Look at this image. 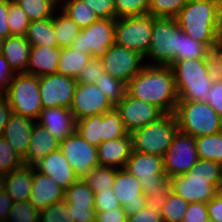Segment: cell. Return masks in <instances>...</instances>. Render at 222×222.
Listing matches in <instances>:
<instances>
[{
  "mask_svg": "<svg viewBox=\"0 0 222 222\" xmlns=\"http://www.w3.org/2000/svg\"><path fill=\"white\" fill-rule=\"evenodd\" d=\"M171 191L188 203L209 202L222 187V177H203L190 168L187 173L170 177Z\"/></svg>",
  "mask_w": 222,
  "mask_h": 222,
  "instance_id": "cell-10",
  "label": "cell"
},
{
  "mask_svg": "<svg viewBox=\"0 0 222 222\" xmlns=\"http://www.w3.org/2000/svg\"><path fill=\"white\" fill-rule=\"evenodd\" d=\"M90 59L91 55L84 51L75 50L71 47L61 48L57 73L76 79Z\"/></svg>",
  "mask_w": 222,
  "mask_h": 222,
  "instance_id": "cell-28",
  "label": "cell"
},
{
  "mask_svg": "<svg viewBox=\"0 0 222 222\" xmlns=\"http://www.w3.org/2000/svg\"><path fill=\"white\" fill-rule=\"evenodd\" d=\"M4 93V90L0 87V96H2Z\"/></svg>",
  "mask_w": 222,
  "mask_h": 222,
  "instance_id": "cell-67",
  "label": "cell"
},
{
  "mask_svg": "<svg viewBox=\"0 0 222 222\" xmlns=\"http://www.w3.org/2000/svg\"><path fill=\"white\" fill-rule=\"evenodd\" d=\"M60 7V10L81 29L90 26L99 19L83 0H66L61 2Z\"/></svg>",
  "mask_w": 222,
  "mask_h": 222,
  "instance_id": "cell-32",
  "label": "cell"
},
{
  "mask_svg": "<svg viewBox=\"0 0 222 222\" xmlns=\"http://www.w3.org/2000/svg\"><path fill=\"white\" fill-rule=\"evenodd\" d=\"M209 218L206 203H189L184 219L181 222H206Z\"/></svg>",
  "mask_w": 222,
  "mask_h": 222,
  "instance_id": "cell-52",
  "label": "cell"
},
{
  "mask_svg": "<svg viewBox=\"0 0 222 222\" xmlns=\"http://www.w3.org/2000/svg\"><path fill=\"white\" fill-rule=\"evenodd\" d=\"M181 32L175 18L153 16L151 44L146 55L153 59L150 65L170 66L176 61Z\"/></svg>",
  "mask_w": 222,
  "mask_h": 222,
  "instance_id": "cell-8",
  "label": "cell"
},
{
  "mask_svg": "<svg viewBox=\"0 0 222 222\" xmlns=\"http://www.w3.org/2000/svg\"><path fill=\"white\" fill-rule=\"evenodd\" d=\"M7 23L10 29V36H25L30 20L19 5L9 0Z\"/></svg>",
  "mask_w": 222,
  "mask_h": 222,
  "instance_id": "cell-40",
  "label": "cell"
},
{
  "mask_svg": "<svg viewBox=\"0 0 222 222\" xmlns=\"http://www.w3.org/2000/svg\"><path fill=\"white\" fill-rule=\"evenodd\" d=\"M209 218L216 222H222V192L206 203Z\"/></svg>",
  "mask_w": 222,
  "mask_h": 222,
  "instance_id": "cell-56",
  "label": "cell"
},
{
  "mask_svg": "<svg viewBox=\"0 0 222 222\" xmlns=\"http://www.w3.org/2000/svg\"><path fill=\"white\" fill-rule=\"evenodd\" d=\"M214 33L218 46H222V0H219L216 7Z\"/></svg>",
  "mask_w": 222,
  "mask_h": 222,
  "instance_id": "cell-61",
  "label": "cell"
},
{
  "mask_svg": "<svg viewBox=\"0 0 222 222\" xmlns=\"http://www.w3.org/2000/svg\"><path fill=\"white\" fill-rule=\"evenodd\" d=\"M126 93L132 98L155 105L164 114L176 110L178 94L170 66L145 63L126 85Z\"/></svg>",
  "mask_w": 222,
  "mask_h": 222,
  "instance_id": "cell-1",
  "label": "cell"
},
{
  "mask_svg": "<svg viewBox=\"0 0 222 222\" xmlns=\"http://www.w3.org/2000/svg\"><path fill=\"white\" fill-rule=\"evenodd\" d=\"M178 130L175 113L164 114L131 133L133 151L163 157Z\"/></svg>",
  "mask_w": 222,
  "mask_h": 222,
  "instance_id": "cell-6",
  "label": "cell"
},
{
  "mask_svg": "<svg viewBox=\"0 0 222 222\" xmlns=\"http://www.w3.org/2000/svg\"><path fill=\"white\" fill-rule=\"evenodd\" d=\"M94 206L96 212H105L121 207L117 197L112 191V188L95 193Z\"/></svg>",
  "mask_w": 222,
  "mask_h": 222,
  "instance_id": "cell-48",
  "label": "cell"
},
{
  "mask_svg": "<svg viewBox=\"0 0 222 222\" xmlns=\"http://www.w3.org/2000/svg\"><path fill=\"white\" fill-rule=\"evenodd\" d=\"M124 169L137 177L148 207L161 211L171 192L170 177L165 174L163 157L133 151Z\"/></svg>",
  "mask_w": 222,
  "mask_h": 222,
  "instance_id": "cell-2",
  "label": "cell"
},
{
  "mask_svg": "<svg viewBox=\"0 0 222 222\" xmlns=\"http://www.w3.org/2000/svg\"><path fill=\"white\" fill-rule=\"evenodd\" d=\"M198 160L195 138L178 130L163 155L165 174L169 177L185 174Z\"/></svg>",
  "mask_w": 222,
  "mask_h": 222,
  "instance_id": "cell-12",
  "label": "cell"
},
{
  "mask_svg": "<svg viewBox=\"0 0 222 222\" xmlns=\"http://www.w3.org/2000/svg\"><path fill=\"white\" fill-rule=\"evenodd\" d=\"M97 151L101 166L124 168L126 161L133 152L132 136L128 133L122 138L102 142L97 147Z\"/></svg>",
  "mask_w": 222,
  "mask_h": 222,
  "instance_id": "cell-23",
  "label": "cell"
},
{
  "mask_svg": "<svg viewBox=\"0 0 222 222\" xmlns=\"http://www.w3.org/2000/svg\"><path fill=\"white\" fill-rule=\"evenodd\" d=\"M58 149H60V142L36 121L33 125L28 151L22 159L23 164L34 166L49 153Z\"/></svg>",
  "mask_w": 222,
  "mask_h": 222,
  "instance_id": "cell-24",
  "label": "cell"
},
{
  "mask_svg": "<svg viewBox=\"0 0 222 222\" xmlns=\"http://www.w3.org/2000/svg\"><path fill=\"white\" fill-rule=\"evenodd\" d=\"M112 191L127 217L148 206L147 196L143 194L139 179L124 168H118Z\"/></svg>",
  "mask_w": 222,
  "mask_h": 222,
  "instance_id": "cell-16",
  "label": "cell"
},
{
  "mask_svg": "<svg viewBox=\"0 0 222 222\" xmlns=\"http://www.w3.org/2000/svg\"><path fill=\"white\" fill-rule=\"evenodd\" d=\"M55 3L59 4L62 0H53ZM66 0H63L62 2H64Z\"/></svg>",
  "mask_w": 222,
  "mask_h": 222,
  "instance_id": "cell-66",
  "label": "cell"
},
{
  "mask_svg": "<svg viewBox=\"0 0 222 222\" xmlns=\"http://www.w3.org/2000/svg\"><path fill=\"white\" fill-rule=\"evenodd\" d=\"M64 201L75 207H95L94 192L83 179H78L69 188L65 189Z\"/></svg>",
  "mask_w": 222,
  "mask_h": 222,
  "instance_id": "cell-37",
  "label": "cell"
},
{
  "mask_svg": "<svg viewBox=\"0 0 222 222\" xmlns=\"http://www.w3.org/2000/svg\"><path fill=\"white\" fill-rule=\"evenodd\" d=\"M34 123L33 119L12 113L3 128L1 136L8 141L21 159L28 151Z\"/></svg>",
  "mask_w": 222,
  "mask_h": 222,
  "instance_id": "cell-22",
  "label": "cell"
},
{
  "mask_svg": "<svg viewBox=\"0 0 222 222\" xmlns=\"http://www.w3.org/2000/svg\"><path fill=\"white\" fill-rule=\"evenodd\" d=\"M105 71L115 79L128 82L144 67V58L138 52L113 44L107 53L100 58Z\"/></svg>",
  "mask_w": 222,
  "mask_h": 222,
  "instance_id": "cell-14",
  "label": "cell"
},
{
  "mask_svg": "<svg viewBox=\"0 0 222 222\" xmlns=\"http://www.w3.org/2000/svg\"><path fill=\"white\" fill-rule=\"evenodd\" d=\"M206 222H216V221H214V220L211 219V218H208Z\"/></svg>",
  "mask_w": 222,
  "mask_h": 222,
  "instance_id": "cell-68",
  "label": "cell"
},
{
  "mask_svg": "<svg viewBox=\"0 0 222 222\" xmlns=\"http://www.w3.org/2000/svg\"><path fill=\"white\" fill-rule=\"evenodd\" d=\"M178 100L204 102L215 79L212 59H185L170 65Z\"/></svg>",
  "mask_w": 222,
  "mask_h": 222,
  "instance_id": "cell-3",
  "label": "cell"
},
{
  "mask_svg": "<svg viewBox=\"0 0 222 222\" xmlns=\"http://www.w3.org/2000/svg\"><path fill=\"white\" fill-rule=\"evenodd\" d=\"M25 36L31 46L58 47L52 17L30 22Z\"/></svg>",
  "mask_w": 222,
  "mask_h": 222,
  "instance_id": "cell-29",
  "label": "cell"
},
{
  "mask_svg": "<svg viewBox=\"0 0 222 222\" xmlns=\"http://www.w3.org/2000/svg\"><path fill=\"white\" fill-rule=\"evenodd\" d=\"M118 168L101 166L94 168L83 178L88 187L95 193L112 188Z\"/></svg>",
  "mask_w": 222,
  "mask_h": 222,
  "instance_id": "cell-36",
  "label": "cell"
},
{
  "mask_svg": "<svg viewBox=\"0 0 222 222\" xmlns=\"http://www.w3.org/2000/svg\"><path fill=\"white\" fill-rule=\"evenodd\" d=\"M6 222H40V211L36 210L29 201L15 202Z\"/></svg>",
  "mask_w": 222,
  "mask_h": 222,
  "instance_id": "cell-45",
  "label": "cell"
},
{
  "mask_svg": "<svg viewBox=\"0 0 222 222\" xmlns=\"http://www.w3.org/2000/svg\"><path fill=\"white\" fill-rule=\"evenodd\" d=\"M153 16L149 14L115 21V44L138 52L144 58L151 44Z\"/></svg>",
  "mask_w": 222,
  "mask_h": 222,
  "instance_id": "cell-9",
  "label": "cell"
},
{
  "mask_svg": "<svg viewBox=\"0 0 222 222\" xmlns=\"http://www.w3.org/2000/svg\"><path fill=\"white\" fill-rule=\"evenodd\" d=\"M127 215L123 207H118L105 212H97L95 222H126Z\"/></svg>",
  "mask_w": 222,
  "mask_h": 222,
  "instance_id": "cell-55",
  "label": "cell"
},
{
  "mask_svg": "<svg viewBox=\"0 0 222 222\" xmlns=\"http://www.w3.org/2000/svg\"><path fill=\"white\" fill-rule=\"evenodd\" d=\"M219 0L187 2L175 20L187 35L207 46L218 47L214 33L215 12Z\"/></svg>",
  "mask_w": 222,
  "mask_h": 222,
  "instance_id": "cell-4",
  "label": "cell"
},
{
  "mask_svg": "<svg viewBox=\"0 0 222 222\" xmlns=\"http://www.w3.org/2000/svg\"><path fill=\"white\" fill-rule=\"evenodd\" d=\"M149 0H114L115 19L148 14Z\"/></svg>",
  "mask_w": 222,
  "mask_h": 222,
  "instance_id": "cell-43",
  "label": "cell"
},
{
  "mask_svg": "<svg viewBox=\"0 0 222 222\" xmlns=\"http://www.w3.org/2000/svg\"><path fill=\"white\" fill-rule=\"evenodd\" d=\"M185 59H212V51L182 31L179 34L176 61Z\"/></svg>",
  "mask_w": 222,
  "mask_h": 222,
  "instance_id": "cell-33",
  "label": "cell"
},
{
  "mask_svg": "<svg viewBox=\"0 0 222 222\" xmlns=\"http://www.w3.org/2000/svg\"><path fill=\"white\" fill-rule=\"evenodd\" d=\"M104 142L122 138L128 134L115 107L103 114Z\"/></svg>",
  "mask_w": 222,
  "mask_h": 222,
  "instance_id": "cell-42",
  "label": "cell"
},
{
  "mask_svg": "<svg viewBox=\"0 0 222 222\" xmlns=\"http://www.w3.org/2000/svg\"><path fill=\"white\" fill-rule=\"evenodd\" d=\"M14 202L2 187L0 189V222H6L9 211L13 207Z\"/></svg>",
  "mask_w": 222,
  "mask_h": 222,
  "instance_id": "cell-59",
  "label": "cell"
},
{
  "mask_svg": "<svg viewBox=\"0 0 222 222\" xmlns=\"http://www.w3.org/2000/svg\"><path fill=\"white\" fill-rule=\"evenodd\" d=\"M115 109L119 112L124 128L129 134L149 123L157 121L164 115L155 105L132 98L127 93L115 106Z\"/></svg>",
  "mask_w": 222,
  "mask_h": 222,
  "instance_id": "cell-17",
  "label": "cell"
},
{
  "mask_svg": "<svg viewBox=\"0 0 222 222\" xmlns=\"http://www.w3.org/2000/svg\"><path fill=\"white\" fill-rule=\"evenodd\" d=\"M174 113L179 131L194 138L222 131V118L208 103L178 100Z\"/></svg>",
  "mask_w": 222,
  "mask_h": 222,
  "instance_id": "cell-5",
  "label": "cell"
},
{
  "mask_svg": "<svg viewBox=\"0 0 222 222\" xmlns=\"http://www.w3.org/2000/svg\"><path fill=\"white\" fill-rule=\"evenodd\" d=\"M40 222H74L68 214V204L62 200L44 208L40 212Z\"/></svg>",
  "mask_w": 222,
  "mask_h": 222,
  "instance_id": "cell-46",
  "label": "cell"
},
{
  "mask_svg": "<svg viewBox=\"0 0 222 222\" xmlns=\"http://www.w3.org/2000/svg\"><path fill=\"white\" fill-rule=\"evenodd\" d=\"M38 120L59 142L76 131V120L70 108H43Z\"/></svg>",
  "mask_w": 222,
  "mask_h": 222,
  "instance_id": "cell-20",
  "label": "cell"
},
{
  "mask_svg": "<svg viewBox=\"0 0 222 222\" xmlns=\"http://www.w3.org/2000/svg\"><path fill=\"white\" fill-rule=\"evenodd\" d=\"M31 52V45L26 36H9L5 39L2 55L5 57L14 73H26Z\"/></svg>",
  "mask_w": 222,
  "mask_h": 222,
  "instance_id": "cell-27",
  "label": "cell"
},
{
  "mask_svg": "<svg viewBox=\"0 0 222 222\" xmlns=\"http://www.w3.org/2000/svg\"><path fill=\"white\" fill-rule=\"evenodd\" d=\"M115 21L116 19H98L90 26L81 29L70 47L86 52L91 58L103 57L108 48L115 43Z\"/></svg>",
  "mask_w": 222,
  "mask_h": 222,
  "instance_id": "cell-11",
  "label": "cell"
},
{
  "mask_svg": "<svg viewBox=\"0 0 222 222\" xmlns=\"http://www.w3.org/2000/svg\"><path fill=\"white\" fill-rule=\"evenodd\" d=\"M23 165V160L0 135V174L6 175Z\"/></svg>",
  "mask_w": 222,
  "mask_h": 222,
  "instance_id": "cell-44",
  "label": "cell"
},
{
  "mask_svg": "<svg viewBox=\"0 0 222 222\" xmlns=\"http://www.w3.org/2000/svg\"><path fill=\"white\" fill-rule=\"evenodd\" d=\"M76 131L90 145L98 147L104 142L103 114L84 117L77 120Z\"/></svg>",
  "mask_w": 222,
  "mask_h": 222,
  "instance_id": "cell-30",
  "label": "cell"
},
{
  "mask_svg": "<svg viewBox=\"0 0 222 222\" xmlns=\"http://www.w3.org/2000/svg\"><path fill=\"white\" fill-rule=\"evenodd\" d=\"M77 82L58 73L39 77V92L43 108H70Z\"/></svg>",
  "mask_w": 222,
  "mask_h": 222,
  "instance_id": "cell-15",
  "label": "cell"
},
{
  "mask_svg": "<svg viewBox=\"0 0 222 222\" xmlns=\"http://www.w3.org/2000/svg\"><path fill=\"white\" fill-rule=\"evenodd\" d=\"M192 168L195 174L203 177H222V165L215 161L199 159Z\"/></svg>",
  "mask_w": 222,
  "mask_h": 222,
  "instance_id": "cell-50",
  "label": "cell"
},
{
  "mask_svg": "<svg viewBox=\"0 0 222 222\" xmlns=\"http://www.w3.org/2000/svg\"><path fill=\"white\" fill-rule=\"evenodd\" d=\"M21 7L30 22L53 17L56 6L53 0H13Z\"/></svg>",
  "mask_w": 222,
  "mask_h": 222,
  "instance_id": "cell-35",
  "label": "cell"
},
{
  "mask_svg": "<svg viewBox=\"0 0 222 222\" xmlns=\"http://www.w3.org/2000/svg\"><path fill=\"white\" fill-rule=\"evenodd\" d=\"M114 108L96 84H76L70 107L75 120L104 114Z\"/></svg>",
  "mask_w": 222,
  "mask_h": 222,
  "instance_id": "cell-18",
  "label": "cell"
},
{
  "mask_svg": "<svg viewBox=\"0 0 222 222\" xmlns=\"http://www.w3.org/2000/svg\"><path fill=\"white\" fill-rule=\"evenodd\" d=\"M3 95L11 106L12 113L37 120L42 107L39 92V77L27 73H15Z\"/></svg>",
  "mask_w": 222,
  "mask_h": 222,
  "instance_id": "cell-7",
  "label": "cell"
},
{
  "mask_svg": "<svg viewBox=\"0 0 222 222\" xmlns=\"http://www.w3.org/2000/svg\"><path fill=\"white\" fill-rule=\"evenodd\" d=\"M95 207H75L68 205V214L74 222H95Z\"/></svg>",
  "mask_w": 222,
  "mask_h": 222,
  "instance_id": "cell-53",
  "label": "cell"
},
{
  "mask_svg": "<svg viewBox=\"0 0 222 222\" xmlns=\"http://www.w3.org/2000/svg\"><path fill=\"white\" fill-rule=\"evenodd\" d=\"M186 0H149L148 14L154 17L175 18Z\"/></svg>",
  "mask_w": 222,
  "mask_h": 222,
  "instance_id": "cell-41",
  "label": "cell"
},
{
  "mask_svg": "<svg viewBox=\"0 0 222 222\" xmlns=\"http://www.w3.org/2000/svg\"><path fill=\"white\" fill-rule=\"evenodd\" d=\"M14 71L10 68L9 63L5 57L0 54V87L5 90L9 85L11 80L14 78Z\"/></svg>",
  "mask_w": 222,
  "mask_h": 222,
  "instance_id": "cell-57",
  "label": "cell"
},
{
  "mask_svg": "<svg viewBox=\"0 0 222 222\" xmlns=\"http://www.w3.org/2000/svg\"><path fill=\"white\" fill-rule=\"evenodd\" d=\"M60 47L31 46L26 73L38 77L56 74L60 60Z\"/></svg>",
  "mask_w": 222,
  "mask_h": 222,
  "instance_id": "cell-26",
  "label": "cell"
},
{
  "mask_svg": "<svg viewBox=\"0 0 222 222\" xmlns=\"http://www.w3.org/2000/svg\"><path fill=\"white\" fill-rule=\"evenodd\" d=\"M105 68L100 58H91L89 63L76 77L77 84H94L105 73Z\"/></svg>",
  "mask_w": 222,
  "mask_h": 222,
  "instance_id": "cell-47",
  "label": "cell"
},
{
  "mask_svg": "<svg viewBox=\"0 0 222 222\" xmlns=\"http://www.w3.org/2000/svg\"><path fill=\"white\" fill-rule=\"evenodd\" d=\"M33 168L34 166L23 164L9 174L3 175L2 187L14 203L29 201L33 183Z\"/></svg>",
  "mask_w": 222,
  "mask_h": 222,
  "instance_id": "cell-25",
  "label": "cell"
},
{
  "mask_svg": "<svg viewBox=\"0 0 222 222\" xmlns=\"http://www.w3.org/2000/svg\"><path fill=\"white\" fill-rule=\"evenodd\" d=\"M212 63L215 78L222 81V46H218L212 51Z\"/></svg>",
  "mask_w": 222,
  "mask_h": 222,
  "instance_id": "cell-62",
  "label": "cell"
},
{
  "mask_svg": "<svg viewBox=\"0 0 222 222\" xmlns=\"http://www.w3.org/2000/svg\"><path fill=\"white\" fill-rule=\"evenodd\" d=\"M12 114L11 106L4 95L0 96V135Z\"/></svg>",
  "mask_w": 222,
  "mask_h": 222,
  "instance_id": "cell-60",
  "label": "cell"
},
{
  "mask_svg": "<svg viewBox=\"0 0 222 222\" xmlns=\"http://www.w3.org/2000/svg\"><path fill=\"white\" fill-rule=\"evenodd\" d=\"M96 86L107 96L108 100L115 107L126 94V84L115 79L105 72L102 77L95 81Z\"/></svg>",
  "mask_w": 222,
  "mask_h": 222,
  "instance_id": "cell-38",
  "label": "cell"
},
{
  "mask_svg": "<svg viewBox=\"0 0 222 222\" xmlns=\"http://www.w3.org/2000/svg\"><path fill=\"white\" fill-rule=\"evenodd\" d=\"M189 203L172 191L160 211L163 222H181L186 214Z\"/></svg>",
  "mask_w": 222,
  "mask_h": 222,
  "instance_id": "cell-39",
  "label": "cell"
},
{
  "mask_svg": "<svg viewBox=\"0 0 222 222\" xmlns=\"http://www.w3.org/2000/svg\"><path fill=\"white\" fill-rule=\"evenodd\" d=\"M99 19H115L114 0H83Z\"/></svg>",
  "mask_w": 222,
  "mask_h": 222,
  "instance_id": "cell-49",
  "label": "cell"
},
{
  "mask_svg": "<svg viewBox=\"0 0 222 222\" xmlns=\"http://www.w3.org/2000/svg\"><path fill=\"white\" fill-rule=\"evenodd\" d=\"M199 159L215 161L222 165V131L195 138Z\"/></svg>",
  "mask_w": 222,
  "mask_h": 222,
  "instance_id": "cell-34",
  "label": "cell"
},
{
  "mask_svg": "<svg viewBox=\"0 0 222 222\" xmlns=\"http://www.w3.org/2000/svg\"><path fill=\"white\" fill-rule=\"evenodd\" d=\"M204 102L208 103L222 118V81L214 79L210 92H206Z\"/></svg>",
  "mask_w": 222,
  "mask_h": 222,
  "instance_id": "cell-51",
  "label": "cell"
},
{
  "mask_svg": "<svg viewBox=\"0 0 222 222\" xmlns=\"http://www.w3.org/2000/svg\"><path fill=\"white\" fill-rule=\"evenodd\" d=\"M52 19L58 47H70L79 36L81 28L63 12L60 15H53Z\"/></svg>",
  "mask_w": 222,
  "mask_h": 222,
  "instance_id": "cell-31",
  "label": "cell"
},
{
  "mask_svg": "<svg viewBox=\"0 0 222 222\" xmlns=\"http://www.w3.org/2000/svg\"><path fill=\"white\" fill-rule=\"evenodd\" d=\"M4 41H5V39L0 37V54H2V49H3Z\"/></svg>",
  "mask_w": 222,
  "mask_h": 222,
  "instance_id": "cell-63",
  "label": "cell"
},
{
  "mask_svg": "<svg viewBox=\"0 0 222 222\" xmlns=\"http://www.w3.org/2000/svg\"><path fill=\"white\" fill-rule=\"evenodd\" d=\"M64 193L65 189L52 178L33 168V183L29 202L36 210L41 212L47 206L64 200Z\"/></svg>",
  "mask_w": 222,
  "mask_h": 222,
  "instance_id": "cell-21",
  "label": "cell"
},
{
  "mask_svg": "<svg viewBox=\"0 0 222 222\" xmlns=\"http://www.w3.org/2000/svg\"><path fill=\"white\" fill-rule=\"evenodd\" d=\"M126 222H163L160 211L145 207L136 214L127 217Z\"/></svg>",
  "mask_w": 222,
  "mask_h": 222,
  "instance_id": "cell-54",
  "label": "cell"
},
{
  "mask_svg": "<svg viewBox=\"0 0 222 222\" xmlns=\"http://www.w3.org/2000/svg\"><path fill=\"white\" fill-rule=\"evenodd\" d=\"M2 184H3V175L0 174V189L2 188Z\"/></svg>",
  "mask_w": 222,
  "mask_h": 222,
  "instance_id": "cell-64",
  "label": "cell"
},
{
  "mask_svg": "<svg viewBox=\"0 0 222 222\" xmlns=\"http://www.w3.org/2000/svg\"><path fill=\"white\" fill-rule=\"evenodd\" d=\"M60 150L79 179L100 165L97 147L90 145L77 131L60 142Z\"/></svg>",
  "mask_w": 222,
  "mask_h": 222,
  "instance_id": "cell-13",
  "label": "cell"
},
{
  "mask_svg": "<svg viewBox=\"0 0 222 222\" xmlns=\"http://www.w3.org/2000/svg\"><path fill=\"white\" fill-rule=\"evenodd\" d=\"M34 168L52 178L63 189L69 188L79 179L60 149L42 158Z\"/></svg>",
  "mask_w": 222,
  "mask_h": 222,
  "instance_id": "cell-19",
  "label": "cell"
},
{
  "mask_svg": "<svg viewBox=\"0 0 222 222\" xmlns=\"http://www.w3.org/2000/svg\"><path fill=\"white\" fill-rule=\"evenodd\" d=\"M187 2H195V1H207V0H186Z\"/></svg>",
  "mask_w": 222,
  "mask_h": 222,
  "instance_id": "cell-65",
  "label": "cell"
},
{
  "mask_svg": "<svg viewBox=\"0 0 222 222\" xmlns=\"http://www.w3.org/2000/svg\"><path fill=\"white\" fill-rule=\"evenodd\" d=\"M9 0H0V37L6 39L10 36V29L7 23Z\"/></svg>",
  "mask_w": 222,
  "mask_h": 222,
  "instance_id": "cell-58",
  "label": "cell"
}]
</instances>
